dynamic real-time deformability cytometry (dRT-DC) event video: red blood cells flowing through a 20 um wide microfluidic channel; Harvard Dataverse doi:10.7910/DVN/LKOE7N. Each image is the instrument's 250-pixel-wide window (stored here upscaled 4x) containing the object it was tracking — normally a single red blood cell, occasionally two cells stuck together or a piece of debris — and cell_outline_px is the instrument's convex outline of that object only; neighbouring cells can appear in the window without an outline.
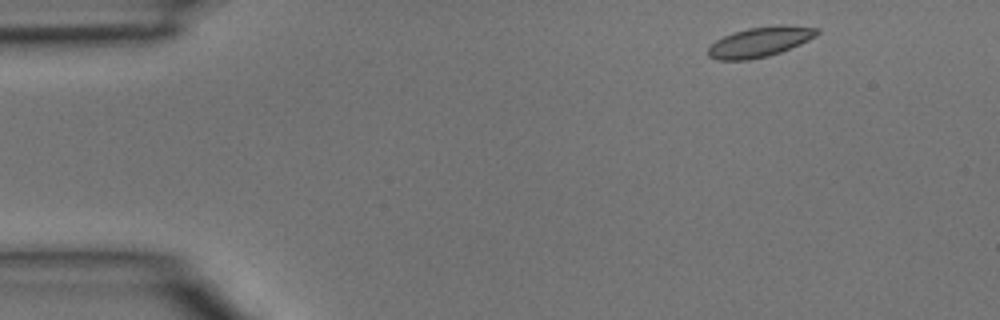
{"species": "common noctule bat (a hibernating species)", "species_latin": "Nyctalus noctula", "temperature_condition": "room temperature", "stored_images_in_passage": 41, "camera_frame_rate_fps": 3000, "um_per_image_px": 0.085, "animal": {"sex": "male", "body_mass_g": 15.6}, "frame": {"image": 1, "passage_image": 2, "time_ms": 0.333, "image_size_px": [1000, 320], "cell_outline_px": [[820, 32], [816, 36], [800, 44], [780, 52], [768, 56], [748, 60], [716, 60], [708, 56], [708, 48], [716, 40], [732, 32], [748, 28], [780, 24], [784, 24], [820, 28]], "centroid_in_image_um": [64.61, 3.55], "position_along_channel_um": 20.4, "area_um2": 19.19}}
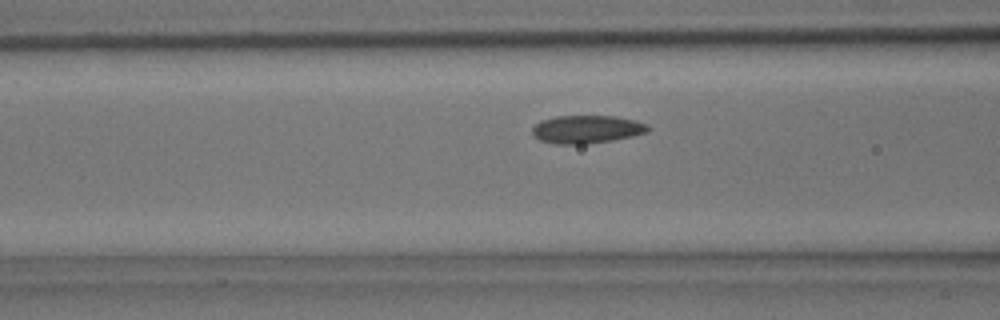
{"frame": {"image": 2, "passage_image": 14, "time_ms": 4.333, "image_size_px": [1000, 320], "cell_outline_px": [[652, 128], [648, 132], [632, 136], [612, 140], [580, 144], [556, 144], [540, 140], [532, 136], [532, 128], [540, 120], [556, 116], [616, 116], [636, 120], [648, 124]], "centroid_in_image_um": [49.88, 10.98], "position_along_channel_um": 116.7, "area_um2": 19.02}}
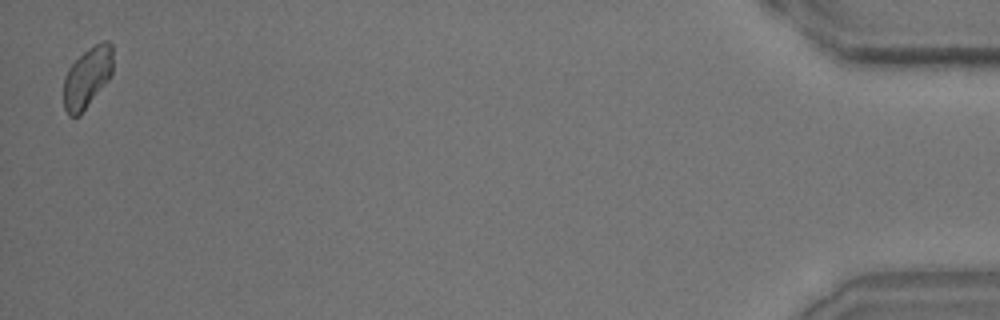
{"frame": {"image": 3, "passage_image": 41, "time_ms": 13.333, "image_size_px": [1000, 320], "cell_outline_px": [[112, 76], [80, 116], [68, 116], [64, 108], [64, 76], [68, 68], [88, 48], [100, 40], [108, 40], [112, 44]], "centroid_in_image_um": [7.43, 6.58], "position_along_channel_um": 427.8, "area_um2": 17.69}}